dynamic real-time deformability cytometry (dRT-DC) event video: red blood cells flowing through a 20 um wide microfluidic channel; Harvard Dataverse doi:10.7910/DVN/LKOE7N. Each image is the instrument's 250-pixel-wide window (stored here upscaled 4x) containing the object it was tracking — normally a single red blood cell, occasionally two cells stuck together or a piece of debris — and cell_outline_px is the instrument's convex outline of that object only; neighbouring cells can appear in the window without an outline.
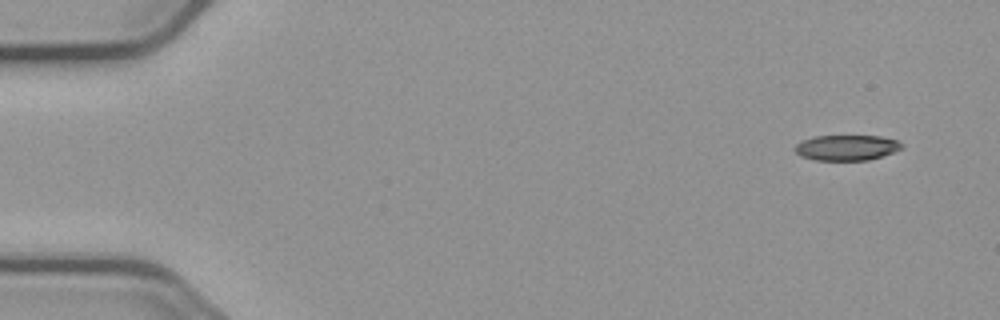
{"species": "common noctule bat (a hibernating species)", "species_latin": "Nyctalus noctula", "temperature_condition": "cold", "stored_images_in_passage": 6, "camera_frame_rate_fps": 3000, "um_per_image_px": 0.085, "animal": {"sex": "male", "body_mass_g": 23.1, "forearm_length_mm": 52.7}, "frame": {"image": 1, "passage_image": 1, "time_ms": 0.0, "image_size_px": [1000, 320], "cell_outline_px": [[904, 148], [868, 160], [816, 160], [800, 156], [792, 148], [796, 144], [804, 140], [816, 136], [880, 136], [896, 140], [904, 144]], "centroid_in_image_um": [71.96, 12.55], "position_along_channel_um": 13.0, "area_um2": 15.78}}
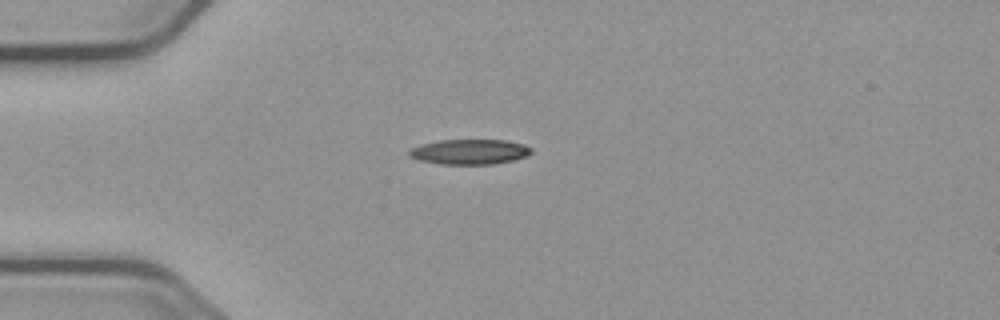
{"frame": {"image": 2, "passage_image": 4, "time_ms": 3.667, "image_size_px": [1000, 320], "cell_outline_px": [[532, 152], [524, 156], [512, 160], [492, 164], [440, 164], [420, 160], [408, 156], [408, 152], [412, 148], [420, 144], [440, 140], [504, 140], [524, 144], [532, 148]], "centroid_in_image_um": [39.89, 12.9], "position_along_channel_um": 45.1, "area_um2": 17.74}}
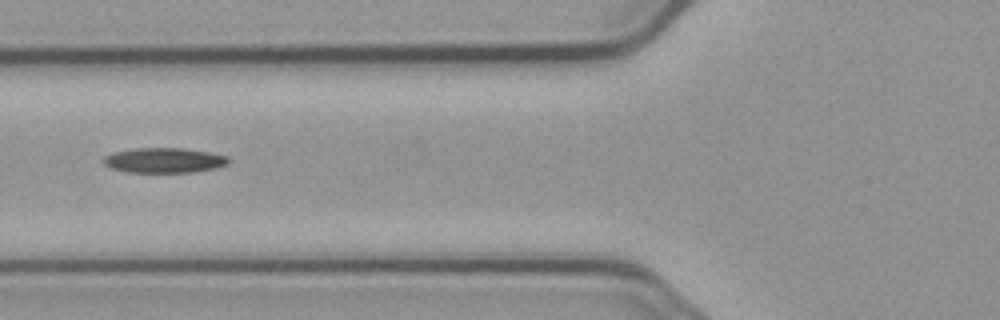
{"frame": {"image": 3, "passage_image": 6, "time_ms": 6.0, "image_size_px": [1000, 320], "cell_outline_px": [[228, 164], [216, 168], [192, 172], [128, 172], [112, 168], [104, 164], [100, 160], [104, 156], [112, 152], [136, 148], [184, 148], [208, 152], [228, 156]], "centroid_in_image_um": [13.92, 13.62], "position_along_channel_um": 111.9, "area_um2": 18.26}}